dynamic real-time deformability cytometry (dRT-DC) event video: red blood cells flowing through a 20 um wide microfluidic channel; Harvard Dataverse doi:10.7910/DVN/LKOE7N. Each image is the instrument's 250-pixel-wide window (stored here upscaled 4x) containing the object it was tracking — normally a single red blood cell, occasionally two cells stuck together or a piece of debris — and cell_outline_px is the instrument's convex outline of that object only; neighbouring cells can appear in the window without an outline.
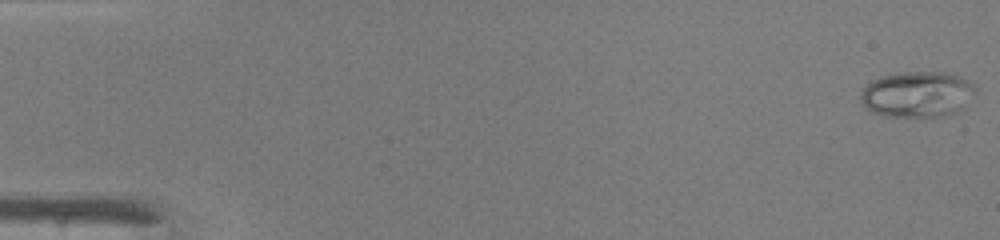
{"species": "common noctule bat (a hibernating species)", "species_latin": "Nyctalus noctula", "temperature_condition": "warm", "stored_images_in_passage": 45, "camera_frame_rate_fps": 3000, "um_per_image_px": 0.085, "animal": {"sex": "male", "body_mass_g": 19.0, "forearm_length_mm": 50.8}, "frame": {"image": 1, "passage_image": 1, "time_ms": 0.0, "image_size_px": [1000, 240], "cell_outline_px": [[976, 88], [960, 112], [940, 116], [884, 116], [872, 112], [860, 100], [860, 92], [872, 80], [880, 76], [900, 72], [944, 72], [960, 76]], "centroid_in_image_um": [77.94, 8.01], "position_along_channel_um": 7.1, "area_um2": 30.46}}
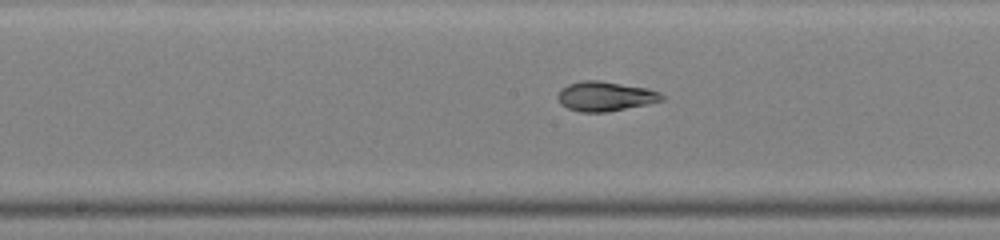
{"frame": {"image": 2, "passage_image": 25, "time_ms": 8.0, "image_size_px": [1000, 240], "cell_outline_px": [[664, 100], [648, 104], [604, 112], [580, 112], [568, 108], [560, 104], [556, 96], [560, 88], [568, 84], [580, 80], [600, 80], [648, 88], [660, 92], [664, 96]], "centroid_in_image_um": [51.42, 8.17], "position_along_channel_um": 196.8, "area_um2": 18.15}}
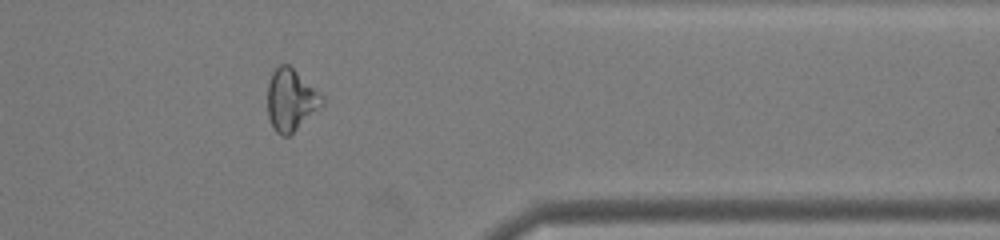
{"frame": {"image": 3, "passage_image": 39, "time_ms": 12.667, "image_size_px": [1000, 240], "cell_outline_px": [[324, 104], [288, 136], [284, 136], [276, 132], [272, 128], [268, 116], [268, 84], [272, 72], [280, 64], [288, 64], [324, 96]], "centroid_in_image_um": [24.72, 8.49], "position_along_channel_um": 386.7, "area_um2": 19.48}, "authors_computed_cell_mechanics": {"area_um2": 20.3456, "velocity_mm_per_s": 4.3366, "shape_relaxation_time_tau1_ms": 7.2558, "shape_relaxation_time_tau2_ms": 1.3398, "deformation_change_tau1": 0.2567, "deformation_change_tau2": 0.0477}}